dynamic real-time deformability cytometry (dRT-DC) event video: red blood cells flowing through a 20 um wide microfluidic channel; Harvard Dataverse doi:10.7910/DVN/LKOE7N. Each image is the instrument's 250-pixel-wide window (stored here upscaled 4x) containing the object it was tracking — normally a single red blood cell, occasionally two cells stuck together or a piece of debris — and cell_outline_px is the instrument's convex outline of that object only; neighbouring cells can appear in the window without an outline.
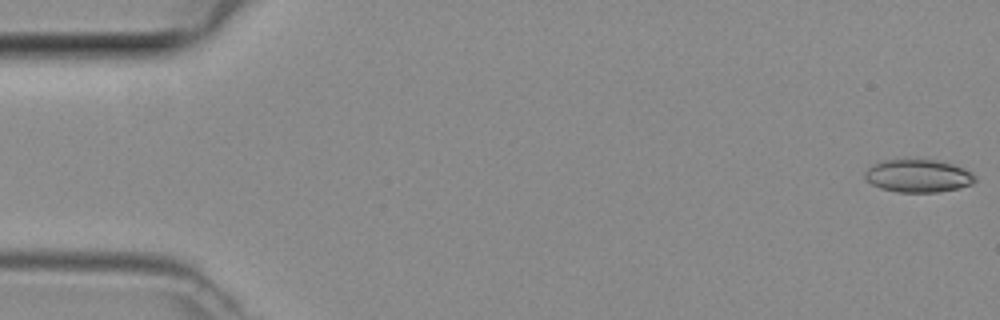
{"species": "common noctule bat (a hibernating species)", "species_latin": "Nyctalus noctula", "temperature_condition": "room temperature", "stored_images_in_passage": 48, "camera_frame_rate_fps": 3000, "um_per_image_px": 0.085, "animal": {"sex": "female", "body_mass_g": 29.2, "forearm_length_mm": 56.3}, "frame": {"image": 1, "passage_image": 1, "time_ms": 0.0, "image_size_px": [1000, 320], "cell_outline_px": [[976, 180], [972, 184], [960, 188], [940, 192], [896, 192], [880, 188], [872, 184], [864, 176], [864, 172], [868, 168], [880, 160], [904, 156], [944, 160], [964, 168], [972, 172], [976, 176]], "centroid_in_image_um": [78.05, 14.89], "position_along_channel_um": 6.9, "area_um2": 22.25}}
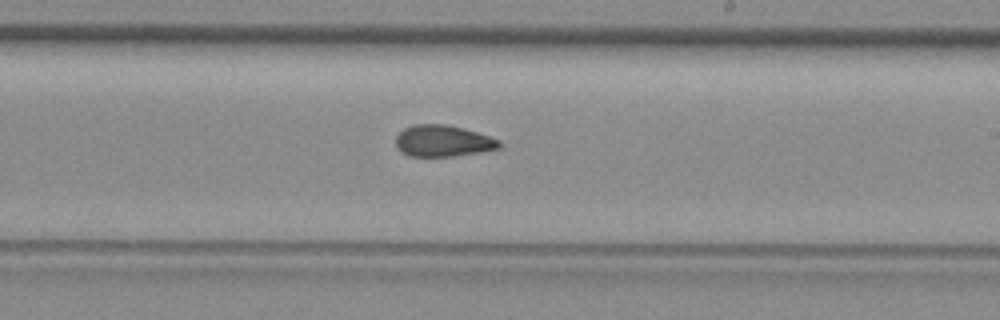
{"frame": {"image": 2, "passage_image": 28, "time_ms": 9.0, "image_size_px": [1000, 320], "cell_outline_px": [[500, 148], [480, 152], [456, 156], [408, 156], [400, 152], [396, 148], [396, 136], [404, 128], [412, 124], [444, 124], [464, 128], [500, 140]], "centroid_in_image_um": [37.61, 11.98], "position_along_channel_um": 251.4, "area_um2": 19.07}}
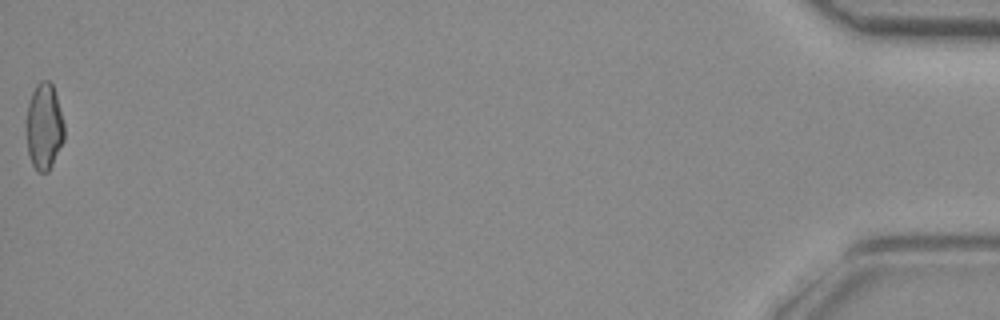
{"frame": {"image": 3, "passage_image": 48, "time_ms": 15.667, "image_size_px": [1000, 320], "cell_outline_px": [[64, 140], [48, 172], [36, 172], [32, 164], [28, 152], [24, 124], [28, 104], [32, 92], [36, 84], [40, 80], [48, 80], [52, 84], [56, 96], [64, 124]], "centroid_in_image_um": [3.71, 10.76], "position_along_channel_um": 431.5, "area_um2": 19.36}}